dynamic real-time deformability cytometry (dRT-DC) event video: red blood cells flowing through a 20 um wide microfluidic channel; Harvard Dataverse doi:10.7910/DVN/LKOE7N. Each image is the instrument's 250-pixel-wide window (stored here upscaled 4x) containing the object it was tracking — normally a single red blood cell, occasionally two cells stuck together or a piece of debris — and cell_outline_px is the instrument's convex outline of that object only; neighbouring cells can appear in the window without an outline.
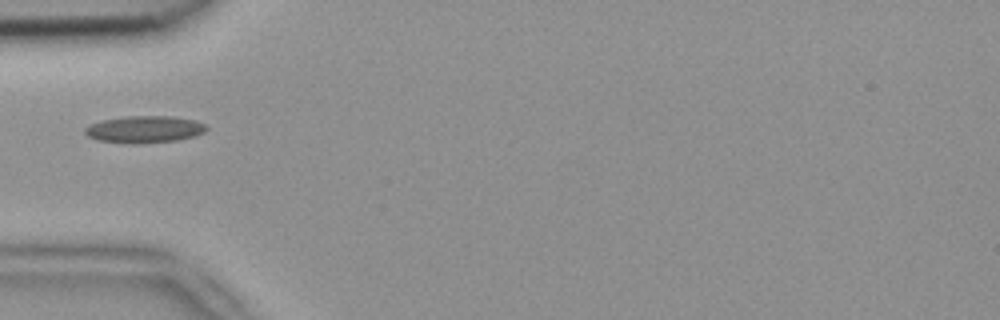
{"species": "common noctule bat (a hibernating species)", "species_latin": "Nyctalus noctula", "temperature_condition": "room temperature", "stored_images_in_passage": 5, "camera_frame_rate_fps": 3000, "um_per_image_px": 0.085, "animal": {"sex": "female", "body_mass_g": 18.4}, "frame": {"image": 1, "passage_image": 4, "time_ms": 1.0, "image_size_px": [1000, 320], "cell_outline_px": [[208, 128], [204, 132], [192, 136], [176, 140], [136, 144], [96, 140], [88, 136], [84, 132], [84, 128], [92, 124], [104, 120], [128, 116], [172, 116], [196, 120], [204, 124]], "centroid_in_image_um": [12.28, 10.99], "position_along_channel_um": 72.7, "area_um2": 18.9}}